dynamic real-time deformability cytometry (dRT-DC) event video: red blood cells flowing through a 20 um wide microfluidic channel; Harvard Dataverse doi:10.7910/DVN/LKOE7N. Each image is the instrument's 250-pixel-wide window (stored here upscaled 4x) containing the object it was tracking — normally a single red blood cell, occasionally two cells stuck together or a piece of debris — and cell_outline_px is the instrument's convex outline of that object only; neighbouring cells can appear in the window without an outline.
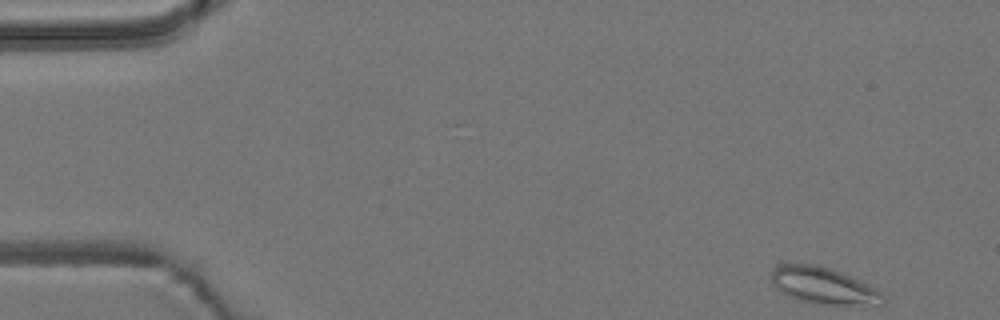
{"species": "common noctule bat (a hibernating species)", "species_latin": "Nyctalus noctula", "temperature_condition": "room temperature", "stored_images_in_passage": 5, "camera_frame_rate_fps": 3000, "um_per_image_px": 0.085, "animal": {"sex": "male", "body_mass_g": 19.2, "forearm_length_mm": 51.8}, "frame": {"image": 1, "passage_image": 1, "time_ms": 0.0, "image_size_px": [1000, 320], "cell_outline_px": [[888, 300], [884, 304], [812, 304], [788, 296], [780, 292], [776, 288], [772, 280], [772, 268], [780, 260], [784, 260], [816, 264], [840, 272], [876, 288], [884, 292]], "centroid_in_image_um": [69.93, 24.24], "position_along_channel_um": 15.1, "area_um2": 24.51}}
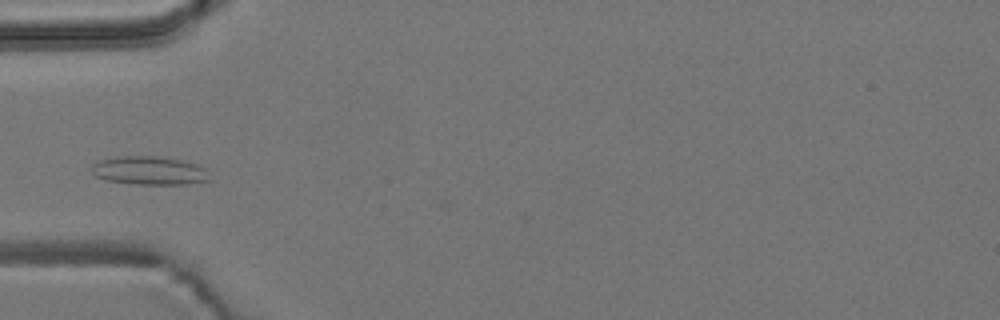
{"frame": {"image": 2, "passage_image": 5, "time_ms": 4.667, "image_size_px": [1000, 320], "cell_outline_px": [[212, 180], [188, 184], [140, 184], [108, 180], [96, 176], [88, 168], [96, 160], [116, 156], [160, 156], [184, 160], [196, 164], [204, 168]], "centroid_in_image_um": [12.67, 14.48], "position_along_channel_um": 72.3, "area_um2": 19.83}}